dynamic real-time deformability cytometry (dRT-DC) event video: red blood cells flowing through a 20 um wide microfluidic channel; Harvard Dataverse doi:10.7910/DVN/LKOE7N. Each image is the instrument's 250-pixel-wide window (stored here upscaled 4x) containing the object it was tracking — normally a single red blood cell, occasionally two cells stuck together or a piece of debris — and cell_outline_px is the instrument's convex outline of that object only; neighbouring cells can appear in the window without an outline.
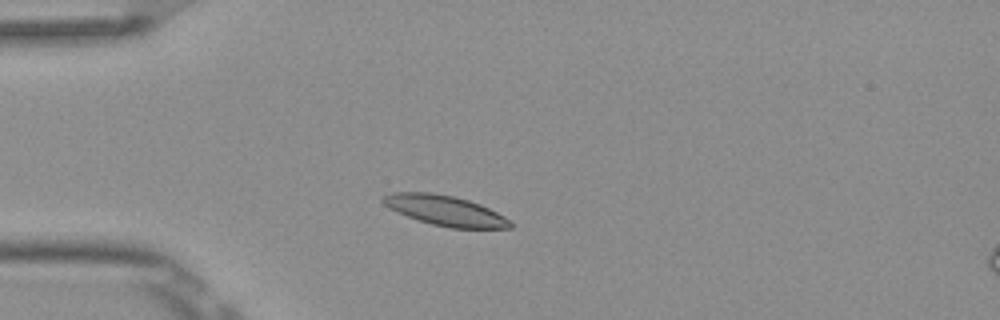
{"species": "Egyptian fruit bat (a non-hibernating species)", "species_latin": "Rousettus aegyptiacus", "temperature_condition": "room temperature", "stored_images_in_passage": 48, "camera_frame_rate_fps": 3000, "um_per_image_px": 0.085, "frame": {"image": 1, "passage_image": 9, "time_ms": 2.667, "image_size_px": [1000, 320], "cell_outline_px": [[512, 228], [452, 228], [432, 224], [396, 212], [388, 208], [380, 200], [384, 196], [392, 192], [432, 192], [452, 196], [468, 200], [480, 204], [512, 220]], "centroid_in_image_um": [37.83, 17.89], "position_along_channel_um": 47.2, "area_um2": 22.25}}
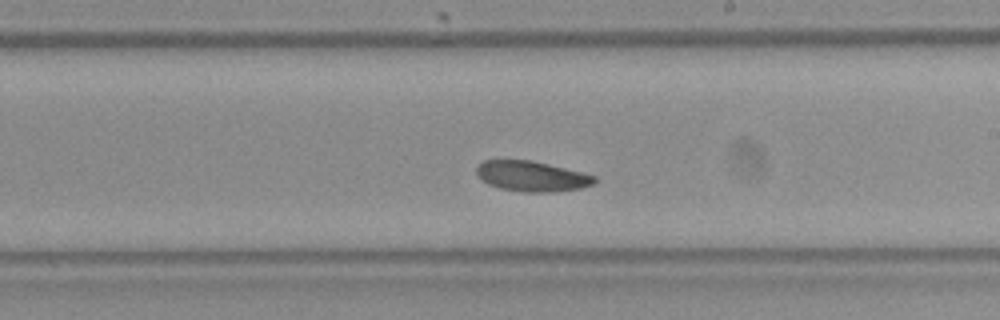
{"frame": {"image": 2, "passage_image": 26, "time_ms": 8.333, "image_size_px": [1000, 320], "cell_outline_px": [[596, 184], [580, 188], [552, 192], [524, 192], [500, 188], [488, 184], [476, 172], [476, 164], [484, 160], [532, 160], [584, 172], [596, 176]], "centroid_in_image_um": [45.23, 14.97], "position_along_channel_um": 243.8, "area_um2": 20.98}}
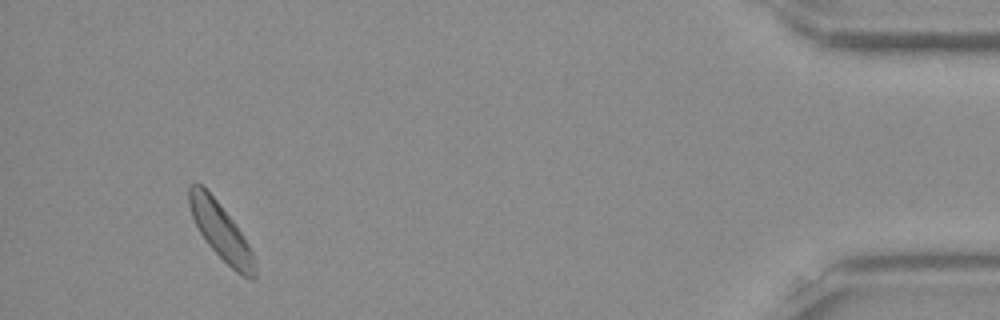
{"frame": {"image": 3, "passage_image": 45, "time_ms": 14.667, "image_size_px": [1000, 320], "cell_outline_px": [[256, 276], [252, 280], [248, 280], [240, 276], [208, 244], [200, 232], [192, 216], [188, 204], [188, 188], [192, 184], [200, 184], [216, 200], [236, 224], [244, 236], [252, 252], [256, 264]], "centroid_in_image_um": [18.8, 19.71], "position_along_channel_um": 416.4, "area_um2": 21.39}, "authors_computed_cell_mechanics": {"area_um2": 21.675, "velocity_mm_per_s": 3.7976, "shape_relaxation_time_tau1_ms": 1.8835, "shape_relaxation_time_tau2_ms": null, "deformation_change_tau1": 0.0628, "deformation_change_tau2": null}}